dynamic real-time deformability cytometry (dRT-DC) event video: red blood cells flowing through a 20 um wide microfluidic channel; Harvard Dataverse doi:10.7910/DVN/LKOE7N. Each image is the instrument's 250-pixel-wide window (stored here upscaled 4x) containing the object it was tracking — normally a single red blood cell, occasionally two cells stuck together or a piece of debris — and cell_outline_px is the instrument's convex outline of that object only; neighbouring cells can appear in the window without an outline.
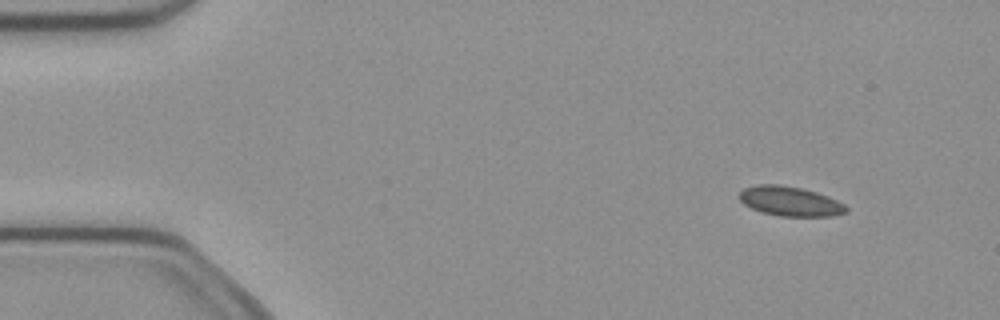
{"species": "common noctule bat (a hibernating species)", "species_latin": "Nyctalus noctula", "temperature_condition": "cold", "stored_images_in_passage": 6, "camera_frame_rate_fps": 3000, "um_per_image_px": 0.085, "animal": {"sex": "female", "body_mass_g": 21.9}, "frame": {"image": 1, "passage_image": 2, "time_ms": 0.333, "image_size_px": [1000, 320], "cell_outline_px": [[848, 212], [836, 216], [780, 216], [764, 212], [752, 208], [744, 204], [736, 196], [744, 188], [756, 184], [780, 184], [804, 188], [828, 196], [844, 204], [848, 208]], "centroid_in_image_um": [67.16, 17.09], "position_along_channel_um": 17.8, "area_um2": 18.61}}